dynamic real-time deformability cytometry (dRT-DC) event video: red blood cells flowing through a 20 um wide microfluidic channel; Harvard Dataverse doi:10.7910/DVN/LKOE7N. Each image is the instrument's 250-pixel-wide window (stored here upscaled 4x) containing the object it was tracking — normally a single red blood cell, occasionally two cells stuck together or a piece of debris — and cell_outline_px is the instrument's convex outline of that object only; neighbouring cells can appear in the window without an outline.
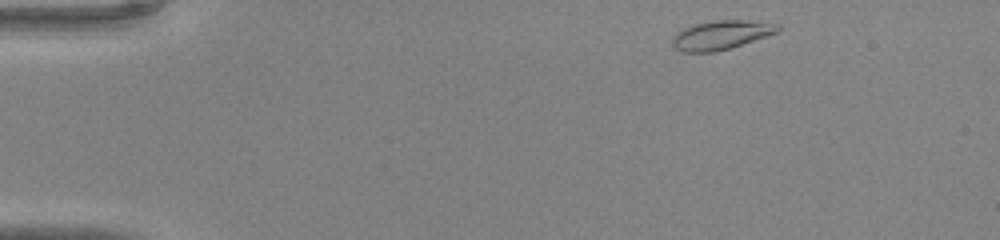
{"species": "common noctule bat (a hibernating species)", "species_latin": "Nyctalus noctula", "temperature_condition": "warm", "stored_images_in_passage": 41, "camera_frame_rate_fps": 3000, "um_per_image_px": 0.085, "animal": {"sex": "male", "body_mass_g": 20.0, "forearm_length_mm": 53.3}, "frame": {"image": 1, "passage_image": 1, "time_ms": 0.0, "image_size_px": [1000, 240], "cell_outline_px": [[780, 28], [776, 32], [728, 48], [712, 52], [684, 52], [676, 48], [672, 44], [672, 36], [676, 32], [684, 28], [696, 24], [712, 20], [744, 20], [780, 24]], "centroid_in_image_um": [61.23, 2.96], "position_along_channel_um": 23.8, "area_um2": 17.4}}
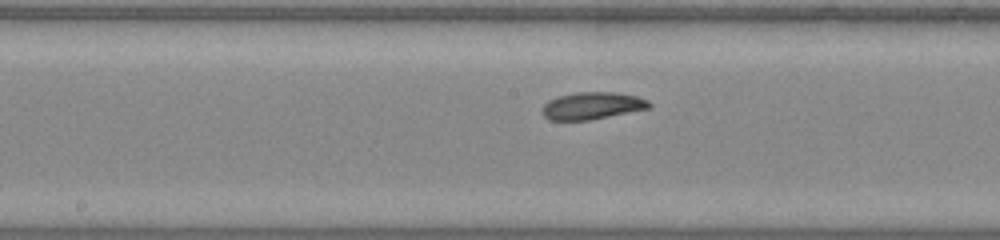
{"frame": {"image": 2, "passage_image": 19, "time_ms": 6.0, "image_size_px": [1000, 240], "cell_outline_px": [[652, 104], [648, 108], [588, 120], [548, 120], [540, 112], [544, 104], [548, 100], [560, 96], [576, 92], [616, 92], [636, 96], [648, 100]], "centroid_in_image_um": [50.29, 8.98], "position_along_channel_um": 197.9, "area_um2": 16.82}}
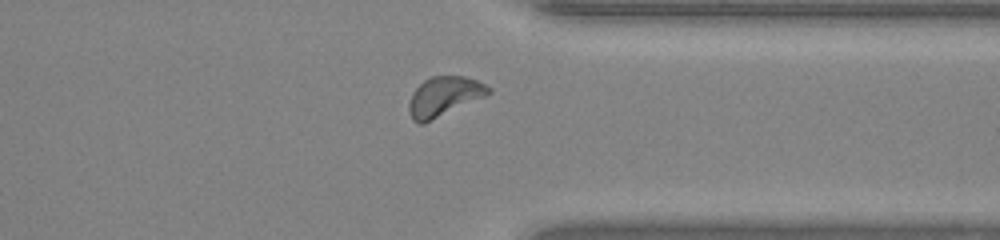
{"frame": {"image": 3, "passage_image": 31, "time_ms": 10.0, "image_size_px": [1000, 240], "cell_outline_px": [[492, 92], [484, 96], [424, 124], [416, 124], [412, 120], [408, 112], [408, 104], [412, 92], [424, 80], [432, 76], [464, 76], [476, 80], [492, 88]], "centroid_in_image_um": [37.7, 8.21], "position_along_channel_um": 373.7, "area_um2": 18.32}}